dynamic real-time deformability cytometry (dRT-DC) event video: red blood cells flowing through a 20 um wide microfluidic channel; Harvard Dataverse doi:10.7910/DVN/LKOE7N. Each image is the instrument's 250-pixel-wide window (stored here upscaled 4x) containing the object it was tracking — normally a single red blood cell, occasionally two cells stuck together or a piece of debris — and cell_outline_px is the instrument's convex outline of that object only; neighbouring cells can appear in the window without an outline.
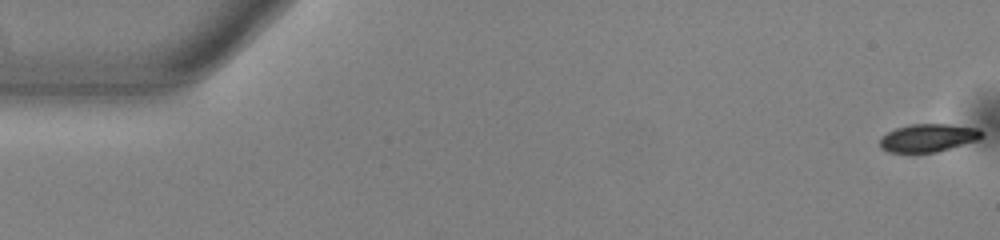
{"species": "common noctule bat (a hibernating species)", "species_latin": "Nyctalus noctula", "temperature_condition": "warm", "stored_images_in_passage": 55, "segment_of_instrument_passage": [1, 2], "camera_frame_rate_fps": 3000, "um_per_image_px": 0.085, "animal": {"sex": "male", "body_mass_g": 13.0, "forearm_length_mm": 53.1}, "frame": {"image": 1, "passage_image": 1, "time_ms": 0.0, "image_size_px": [1000, 240], "cell_outline_px": [[984, 136], [976, 140], [936, 152], [888, 152], [880, 148], [880, 136], [896, 128], [908, 124], [948, 124], [980, 128], [984, 132]], "centroid_in_image_um": [78.89, 11.7], "position_along_channel_um": 6.1, "area_um2": 16.65}}
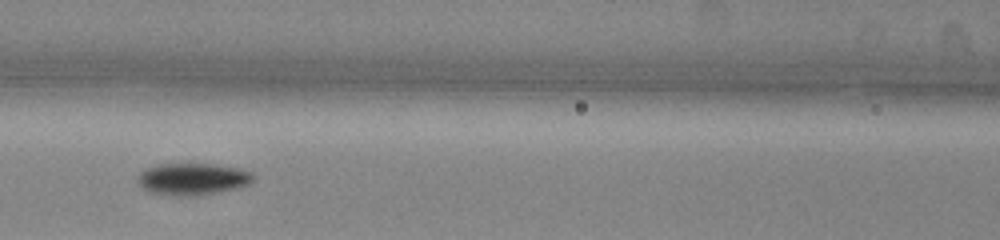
{"frame": {"image": 2, "passage_image": 24, "time_ms": 7.667, "image_size_px": [1000, 240], "cell_outline_px": [[256, 180], [240, 188], [220, 192], [196, 196], [172, 196], [148, 192], [140, 188], [136, 184], [136, 176], [144, 168], [160, 164], [212, 164], [240, 168], [252, 172], [256, 176]], "centroid_in_image_um": [16.35, 15.23], "position_along_channel_um": 150.2, "area_um2": 22.25}}
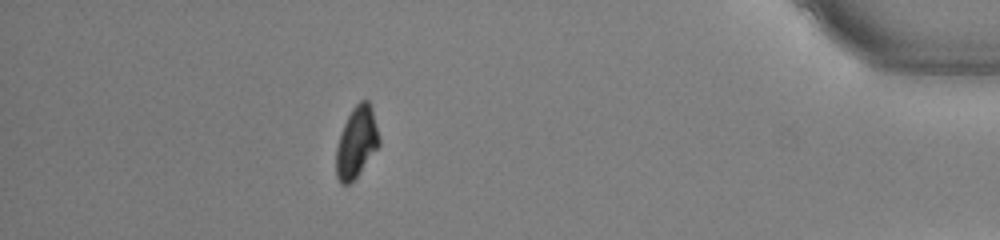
{"frame": {"image": 3, "passage_image": 48, "time_ms": 15.667, "image_size_px": [1000, 240], "cell_outline_px": [[380, 144], [360, 172], [348, 184], [340, 184], [336, 176], [336, 148], [340, 132], [352, 108], [360, 100], [368, 100], [372, 108], [380, 140]], "centroid_in_image_um": [30.29, 12.08], "position_along_channel_um": 404.9, "area_um2": 17.69}}